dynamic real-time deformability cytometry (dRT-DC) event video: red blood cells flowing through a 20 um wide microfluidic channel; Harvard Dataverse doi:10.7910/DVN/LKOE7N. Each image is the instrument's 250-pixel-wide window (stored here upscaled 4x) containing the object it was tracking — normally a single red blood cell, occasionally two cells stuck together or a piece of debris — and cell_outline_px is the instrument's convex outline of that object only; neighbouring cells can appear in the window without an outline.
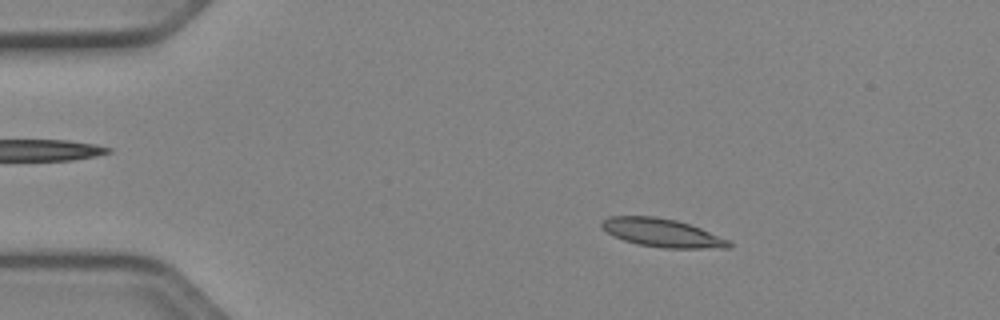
{"species": "Egyptian fruit bat (a non-hibernating species)", "species_latin": "Rousettus aegyptiacus", "temperature_condition": "cold", "stored_images_in_passage": 48, "camera_frame_rate_fps": 3000, "um_per_image_px": 0.085, "animal": {"sex": "female"}, "frame": {"image": 1, "passage_image": 5, "time_ms": 1.333, "image_size_px": [1000, 320], "cell_outline_px": [[732, 248], [664, 248], [636, 244], [624, 240], [608, 232], [600, 224], [608, 216], [656, 216], [676, 220], [700, 228], [728, 240], [732, 244]], "centroid_in_image_um": [56.29, 19.79], "position_along_channel_um": 28.7, "area_um2": 20.75}}
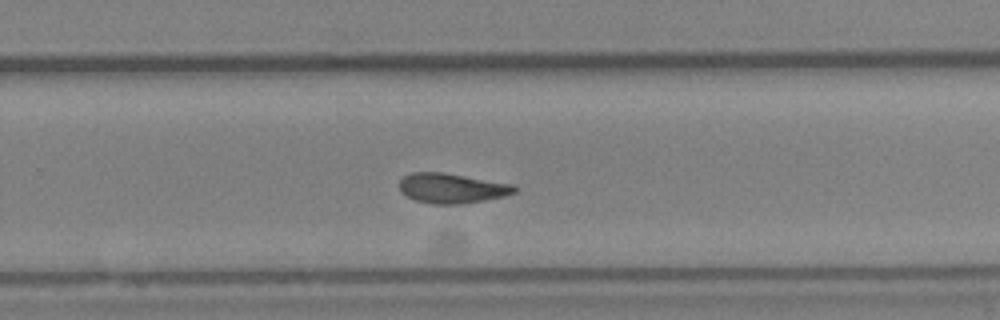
{"frame": {"image": 2, "passage_image": 30, "time_ms": 9.667, "image_size_px": [1000, 320], "cell_outline_px": [[520, 188], [516, 192], [504, 196], [464, 204], [432, 204], [416, 200], [408, 196], [400, 188], [400, 180], [404, 176], [412, 172], [444, 172], [516, 184]], "centroid_in_image_um": [38.49, 15.99], "position_along_channel_um": 291.3, "area_um2": 20.23}}
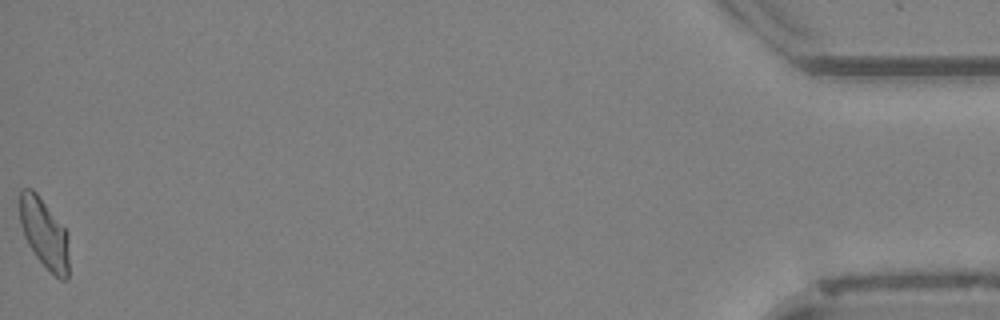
{"frame": {"image": 3, "passage_image": 48, "time_ms": 15.667, "image_size_px": [1000, 320], "cell_outline_px": [[68, 280], [60, 280], [36, 256], [28, 244], [24, 236], [20, 224], [20, 192], [24, 188], [32, 188], [36, 192], [64, 228], [68, 236]], "centroid_in_image_um": [3.76, 19.84], "position_along_channel_um": 431.4, "area_um2": 19.65}, "authors_computed_cell_mechanics": {"area_um2": 20.1722, "velocity_mm_per_s": 3.9253, "shape_relaxation_time_tau1_ms": 7.1878, "shape_relaxation_time_tau2_ms": 3.24, "deformation_change_tau1": 0.1877, "deformation_change_tau2": 0.0976}}